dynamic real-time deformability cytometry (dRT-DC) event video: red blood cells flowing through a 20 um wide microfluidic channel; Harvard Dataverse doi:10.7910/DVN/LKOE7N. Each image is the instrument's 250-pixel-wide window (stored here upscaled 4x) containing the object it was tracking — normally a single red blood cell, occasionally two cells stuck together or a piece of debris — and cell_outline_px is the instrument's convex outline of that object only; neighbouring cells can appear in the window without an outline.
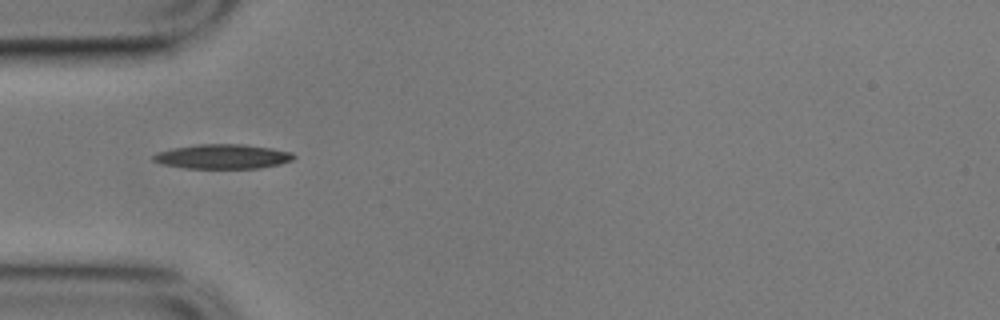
{"species": "common noctule bat (a hibernating species)", "species_latin": "Nyctalus noctula", "temperature_condition": "cold", "stored_images_in_passage": 21, "camera_frame_rate_fps": 3000, "um_per_image_px": 0.085, "animal": {"sex": "male", "body_mass_g": 17.9}, "frame": {"image": 1, "passage_image": 1, "time_ms": 0.0, "image_size_px": [1000, 320], "cell_outline_px": [[296, 156], [292, 160], [280, 164], [260, 168], [184, 168], [160, 164], [152, 160], [152, 156], [156, 152], [172, 148], [200, 144], [244, 144], [272, 148], [292, 152]], "centroid_in_image_um": [18.91, 13.3], "position_along_channel_um": 66.1, "area_um2": 20.23}}
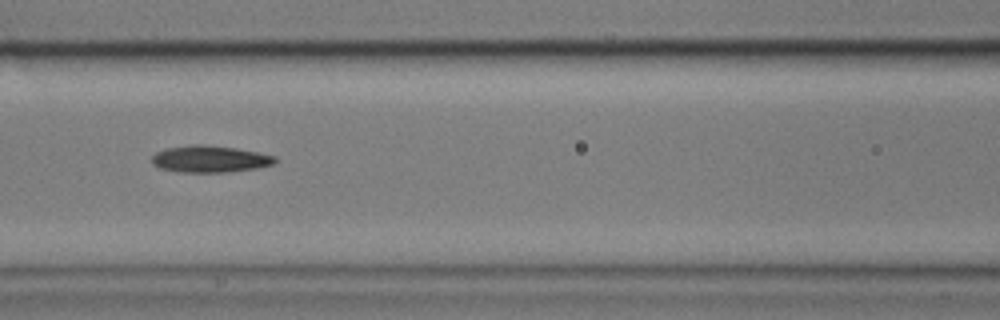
{"frame": {"image": 2, "passage_image": 8, "time_ms": 2.333, "image_size_px": [1000, 320], "cell_outline_px": [[276, 160], [272, 164], [256, 168], [224, 172], [180, 172], [160, 168], [152, 164], [152, 156], [156, 152], [164, 148], [192, 144], [204, 144], [236, 148], [276, 156]], "centroid_in_image_um": [17.79, 13.5], "position_along_channel_um": 148.8, "area_um2": 19.19}}
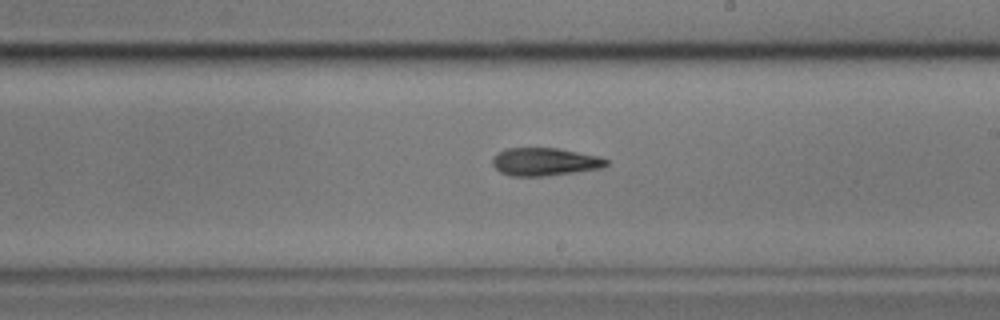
{"frame": {"image": 3, "passage_image": 16, "time_ms": 5.0, "image_size_px": [1000, 320], "cell_outline_px": [[608, 164], [604, 168], [576, 172], [544, 176], [512, 176], [500, 172], [492, 164], [492, 156], [508, 148], [556, 148], [600, 156], [608, 160]], "centroid_in_image_um": [46.33, 13.75], "position_along_channel_um": 242.7, "area_um2": 18.55}}